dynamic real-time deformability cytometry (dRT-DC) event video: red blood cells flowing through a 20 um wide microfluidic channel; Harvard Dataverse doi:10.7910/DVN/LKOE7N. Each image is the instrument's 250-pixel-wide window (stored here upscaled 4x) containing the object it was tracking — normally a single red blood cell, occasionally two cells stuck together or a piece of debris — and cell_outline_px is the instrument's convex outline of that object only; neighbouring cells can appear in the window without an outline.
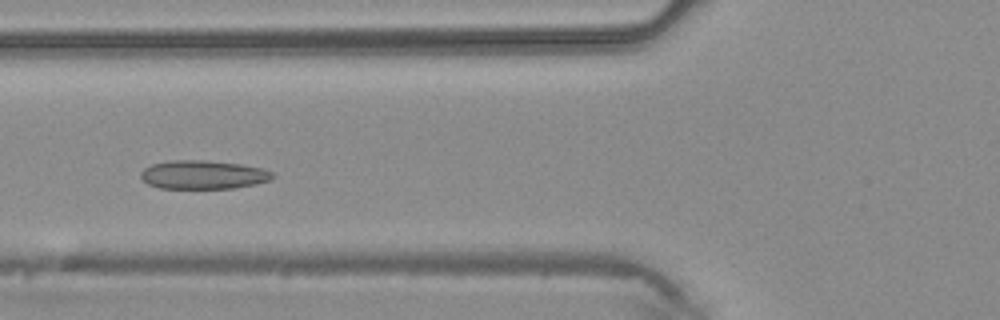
{"species": "common noctule bat (a hibernating species)", "species_latin": "Nyctalus noctula", "temperature_condition": "warm", "stored_images_in_passage": 34, "camera_frame_rate_fps": 3000, "um_per_image_px": 0.085, "animal": {"sex": "male", "body_mass_g": 20.4}, "frame": {"image": 1, "passage_image": 7, "time_ms": 2.0, "image_size_px": [1000, 320], "cell_outline_px": [[276, 176], [272, 180], [256, 184], [236, 188], [160, 188], [148, 184], [140, 176], [140, 172], [144, 168], [152, 164], [172, 160], [204, 160], [240, 164], [264, 168], [272, 172]], "centroid_in_image_um": [17.31, 14.85], "position_along_channel_um": 108.5, "area_um2": 22.14}}
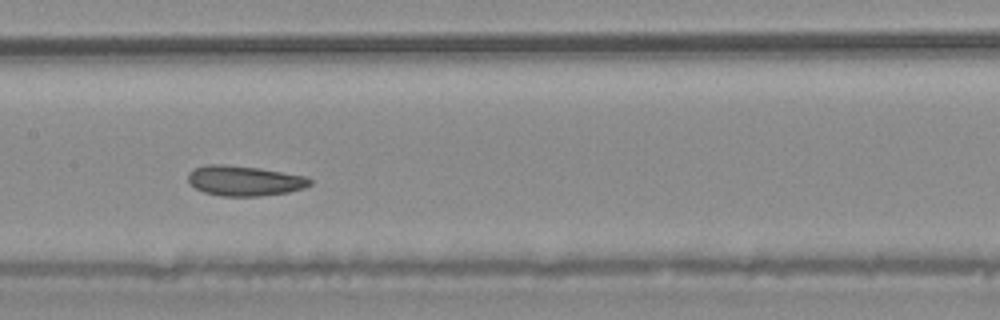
{"frame": {"image": 2, "passage_image": 12, "time_ms": 3.667, "image_size_px": [1000, 320], "cell_outline_px": [[312, 184], [304, 188], [288, 192], [260, 196], [220, 196], [204, 192], [196, 188], [188, 180], [188, 172], [192, 168], [204, 164], [224, 164], [260, 168], [308, 176], [312, 180]], "centroid_in_image_um": [20.78, 15.35], "position_along_channel_um": 186.6, "area_um2": 21.68}}
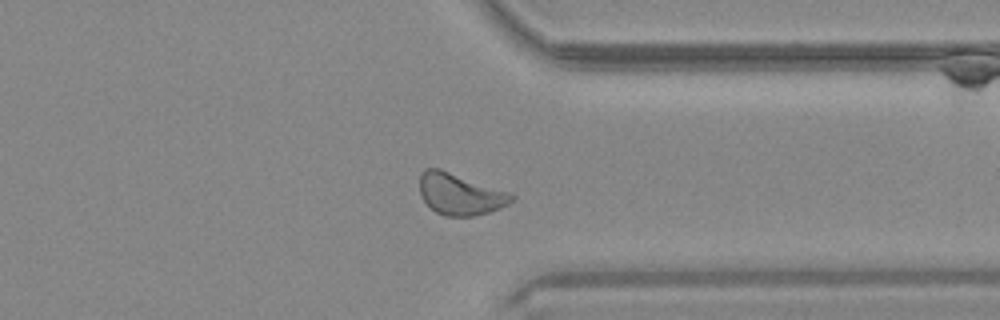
{"frame": {"image": 3, "passage_image": 24, "time_ms": 7.667, "image_size_px": [1000, 320], "cell_outline_px": [[516, 196], [508, 204], [500, 208], [488, 212], [472, 216], [444, 216], [436, 212], [420, 196], [420, 176], [424, 168], [440, 168], [508, 192]], "centroid_in_image_um": [39.08, 16.49], "position_along_channel_um": 372.3, "area_um2": 22.02}}